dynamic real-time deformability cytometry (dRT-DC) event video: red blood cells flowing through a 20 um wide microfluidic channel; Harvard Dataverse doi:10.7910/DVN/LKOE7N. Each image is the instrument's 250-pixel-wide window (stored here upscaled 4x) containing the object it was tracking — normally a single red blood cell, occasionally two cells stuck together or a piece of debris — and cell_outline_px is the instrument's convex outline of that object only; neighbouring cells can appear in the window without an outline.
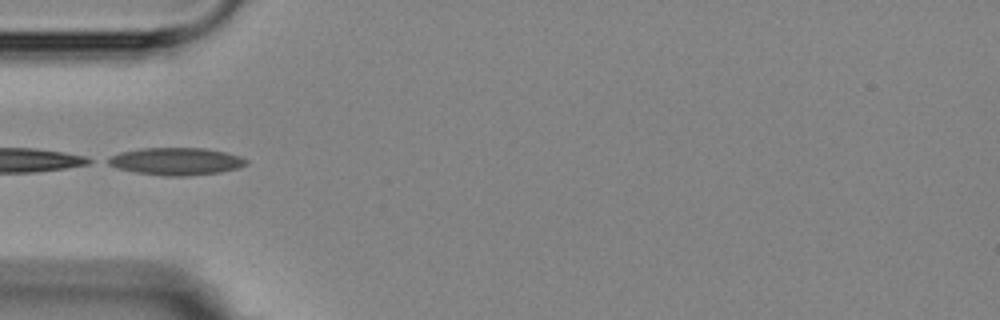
{"species": "Egyptian fruit bat (a non-hibernating species)", "species_latin": "Rousettus aegyptiacus", "temperature_condition": "room temperature", "stored_images_in_passage": 6, "camera_frame_rate_fps": 3000, "um_per_image_px": 0.085, "animal": {"sex": "female"}, "frame": {"image": 1, "passage_image": 4, "time_ms": 3.333, "image_size_px": [1000, 320], "cell_outline_px": [[248, 164], [240, 168], [220, 172], [188, 176], [164, 176], [136, 172], [116, 168], [108, 164], [104, 160], [120, 152], [140, 148], [204, 148], [224, 152], [240, 156], [248, 160]], "centroid_in_image_um": [14.97, 13.72], "position_along_channel_um": 70.0, "area_um2": 22.2}}
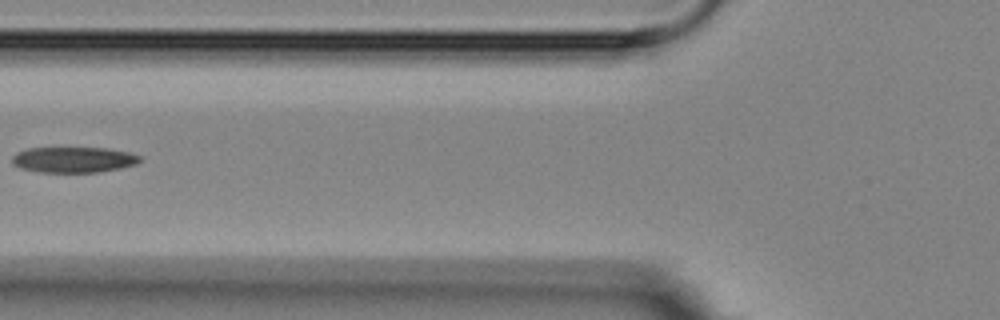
{"frame": {"image": 2, "passage_image": 5, "time_ms": 4.667, "image_size_px": [1000, 320], "cell_outline_px": [[140, 160], [136, 164], [120, 168], [100, 172], [40, 172], [20, 168], [12, 164], [12, 156], [16, 152], [28, 148], [108, 148], [128, 152], [140, 156]], "centroid_in_image_um": [6.22, 13.57], "position_along_channel_um": 119.6, "area_um2": 19.13}}
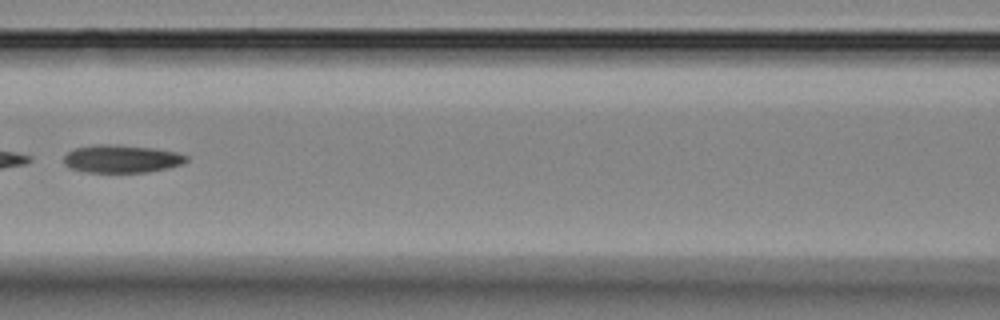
{"frame": {"image": 3, "passage_image": 6, "time_ms": 5.667, "image_size_px": [1000, 320], "cell_outline_px": [[188, 160], [184, 164], [168, 168], [148, 172], [84, 172], [72, 168], [64, 164], [64, 156], [68, 152], [76, 148], [96, 144], [116, 144], [152, 148], [176, 152], [188, 156]], "centroid_in_image_um": [10.36, 13.5], "position_along_channel_um": 156.2, "area_um2": 19.94}}